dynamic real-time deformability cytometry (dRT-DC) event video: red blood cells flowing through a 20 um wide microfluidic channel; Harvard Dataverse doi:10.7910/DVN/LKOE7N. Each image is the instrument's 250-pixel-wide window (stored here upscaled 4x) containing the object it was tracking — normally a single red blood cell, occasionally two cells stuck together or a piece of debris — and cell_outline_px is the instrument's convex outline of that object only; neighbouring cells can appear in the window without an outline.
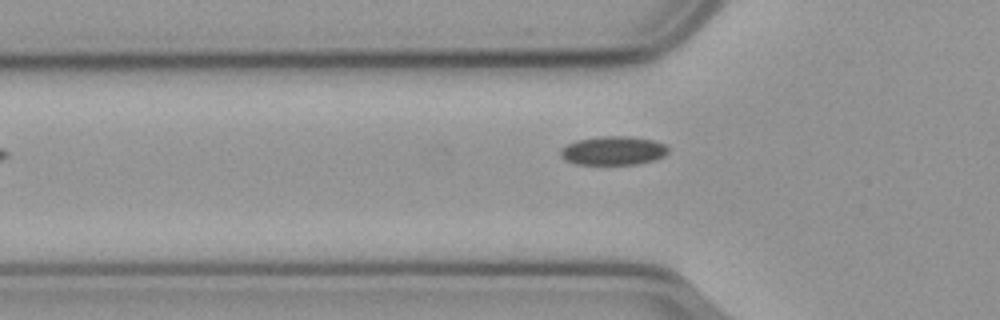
{"species": "common noctule bat (a hibernating species)", "species_latin": "Nyctalus noctula", "temperature_condition": "cold", "stored_images_in_passage": 39, "camera_frame_rate_fps": 3000, "um_per_image_px": 0.085, "animal": {"sex": "male", "body_mass_g": 23.1, "forearm_length_mm": 52.7}, "frame": {"image": 1, "passage_image": 5, "time_ms": 1.333, "image_size_px": [1000, 320], "cell_outline_px": [[668, 152], [664, 156], [656, 160], [640, 164], [576, 164], [564, 160], [560, 156], [560, 148], [576, 140], [600, 136], [628, 136], [652, 140], [664, 144], [668, 148]], "centroid_in_image_um": [52.11, 12.81], "position_along_channel_um": 73.7, "area_um2": 18.21}}
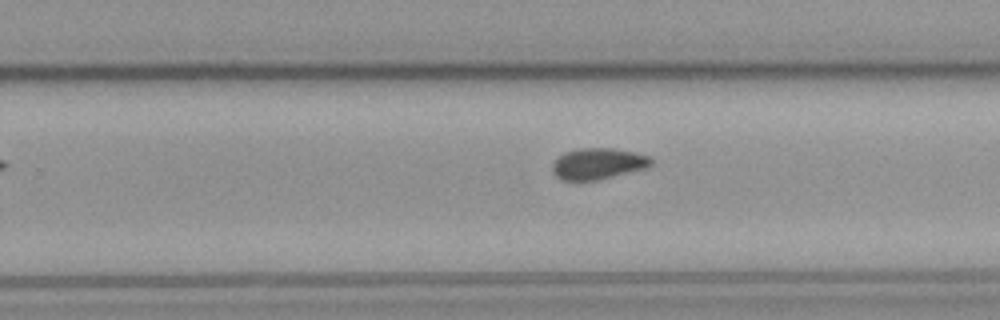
{"frame": {"image": 2, "passage_image": 22, "time_ms": 7.0, "image_size_px": [1000, 320], "cell_outline_px": [[652, 164], [644, 168], [600, 180], [560, 180], [552, 172], [552, 164], [564, 152], [580, 148], [612, 148], [632, 152], [648, 156], [652, 160]], "centroid_in_image_um": [50.79, 13.92], "position_along_channel_um": 279.0, "area_um2": 17.8}}
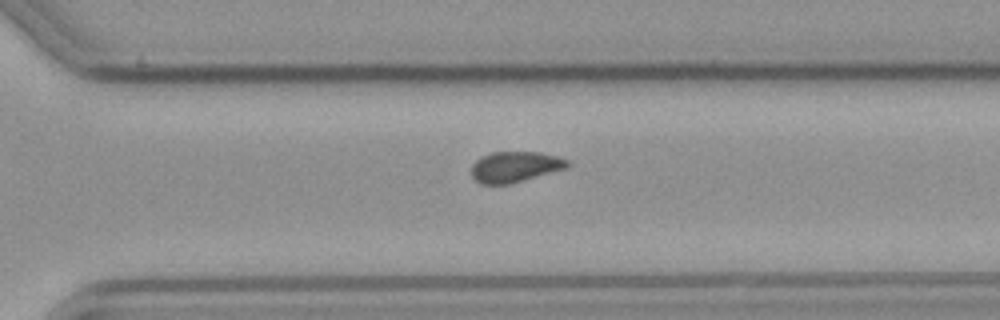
{"frame": {"image": 3, "passage_image": 26, "time_ms": 8.333, "image_size_px": [1000, 320], "cell_outline_px": [[572, 164], [568, 168], [524, 180], [508, 184], [480, 184], [472, 176], [472, 164], [480, 156], [492, 152], [540, 152], [556, 156], [568, 160]], "centroid_in_image_um": [43.79, 14.17], "position_along_channel_um": 326.8, "area_um2": 17.28}}